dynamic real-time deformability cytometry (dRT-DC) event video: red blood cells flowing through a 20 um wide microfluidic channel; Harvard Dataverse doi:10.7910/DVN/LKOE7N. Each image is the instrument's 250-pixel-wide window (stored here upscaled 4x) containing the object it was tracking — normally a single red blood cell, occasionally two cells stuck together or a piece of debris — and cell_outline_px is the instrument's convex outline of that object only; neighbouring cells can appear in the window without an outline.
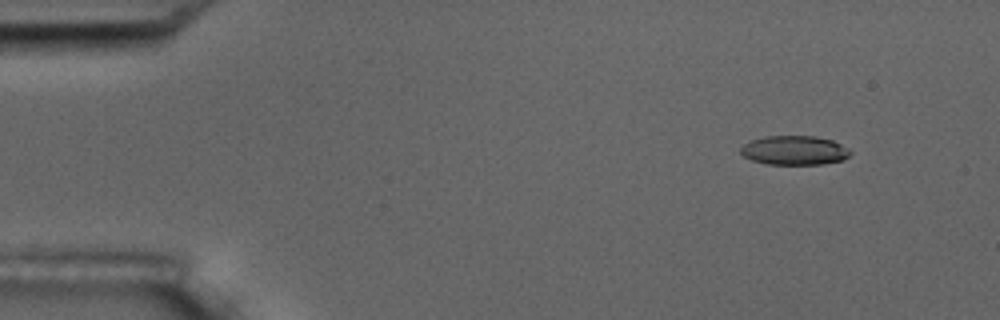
{"species": "common noctule bat (a hibernating species)", "species_latin": "Nyctalus noctula", "temperature_condition": "room temperature", "stored_images_in_passage": 8, "camera_frame_rate_fps": 3000, "um_per_image_px": 0.085, "animal": {"sex": "male", "body_mass_g": 17.5, "forearm_length_mm": 52.3}, "frame": {"image": 1, "passage_image": 1, "time_ms": 0.0, "image_size_px": [1000, 320], "cell_outline_px": [[852, 152], [844, 160], [824, 164], [768, 164], [752, 160], [744, 156], [740, 152], [740, 148], [744, 144], [752, 140], [764, 136], [816, 136], [832, 140], [840, 144]], "centroid_in_image_um": [67.53, 12.78], "position_along_channel_um": 17.5, "area_um2": 18.61}}
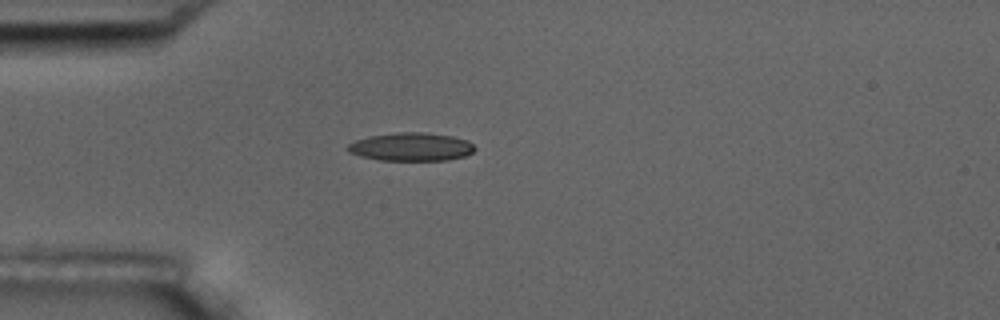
{"frame": {"image": 2, "passage_image": 4, "time_ms": 3.333, "image_size_px": [1000, 320], "cell_outline_px": [[476, 148], [472, 152], [464, 156], [448, 160], [380, 160], [360, 156], [348, 152], [344, 148], [348, 144], [356, 140], [368, 136], [396, 132], [424, 132], [452, 136], [468, 140]], "centroid_in_image_um": [34.92, 12.47], "position_along_channel_um": 50.1, "area_um2": 21.04}}
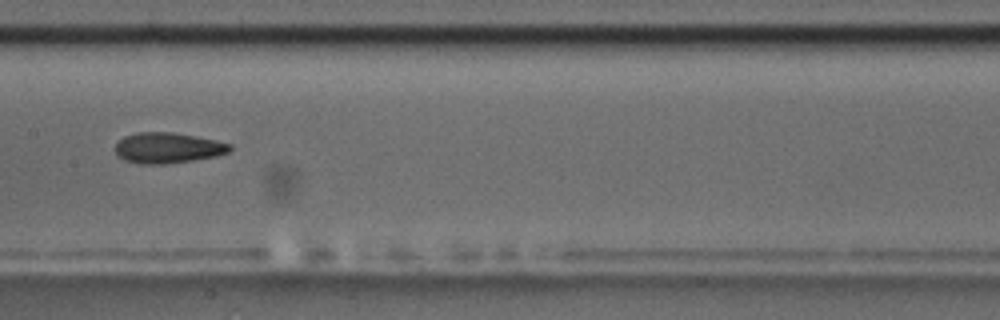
{"frame": {"image": 3, "passage_image": 8, "time_ms": 7.667, "image_size_px": [1000, 320], "cell_outline_px": [[232, 148], [228, 152], [216, 156], [192, 160], [164, 164], [140, 164], [124, 160], [116, 152], [116, 144], [124, 136], [136, 132], [172, 132], [216, 140], [232, 144]], "centroid_in_image_um": [14.27, 12.56], "position_along_channel_um": 193.1, "area_um2": 20.35}}